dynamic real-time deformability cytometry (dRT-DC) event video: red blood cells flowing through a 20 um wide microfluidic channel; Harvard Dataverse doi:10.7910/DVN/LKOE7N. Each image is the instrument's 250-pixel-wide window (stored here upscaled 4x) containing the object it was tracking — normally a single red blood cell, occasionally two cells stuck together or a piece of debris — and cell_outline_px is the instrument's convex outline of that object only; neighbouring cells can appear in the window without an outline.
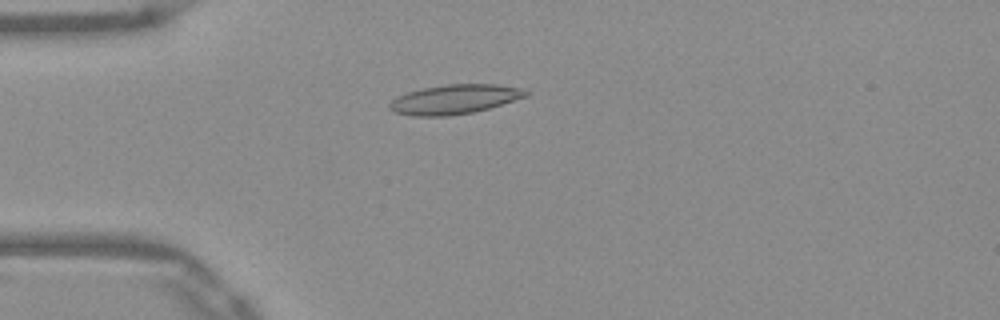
{"species": "Egyptian fruit bat (a non-hibernating species)", "species_latin": "Rousettus aegyptiacus", "temperature_condition": "warm", "stored_images_in_passage": 39, "camera_frame_rate_fps": 3000, "um_per_image_px": 0.085, "frame": {"image": 1, "passage_image": 1, "time_ms": 0.0, "image_size_px": [1000, 320], "cell_outline_px": [[532, 92], [528, 96], [488, 108], [472, 112], [448, 116], [416, 116], [396, 112], [388, 104], [392, 100], [408, 92], [424, 88], [448, 84], [496, 84], [524, 88]], "centroid_in_image_um": [38.73, 8.43], "position_along_channel_um": 46.3, "area_um2": 23.12}}
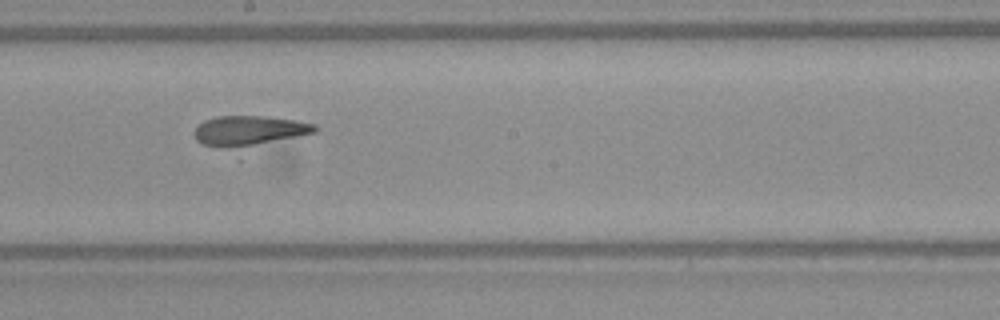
{"frame": {"image": 2, "passage_image": 16, "time_ms": 5.0, "image_size_px": [1000, 320], "cell_outline_px": [[320, 128], [316, 132], [240, 160], [200, 144], [196, 140], [196, 128], [204, 120], [216, 116], [268, 116], [296, 120], [316, 124]], "centroid_in_image_um": [21.26, 11.38], "position_along_channel_um": 226.9, "area_um2": 25.84}}
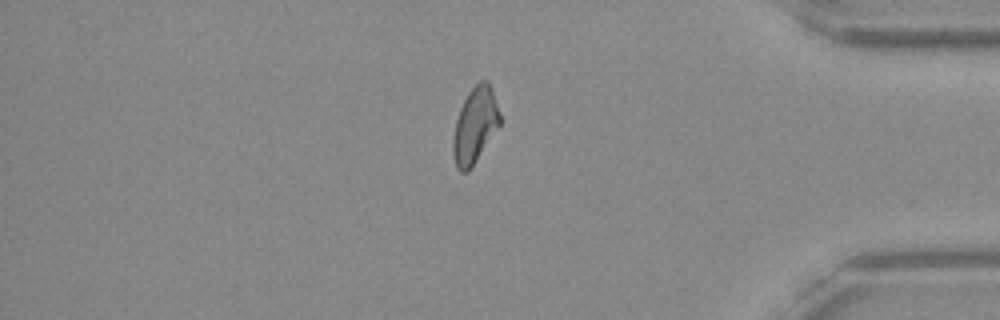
{"frame": {"image": 3, "passage_image": 31, "time_ms": 10.0, "image_size_px": [1000, 320], "cell_outline_px": [[500, 124], [472, 168], [468, 172], [460, 172], [456, 168], [452, 152], [452, 140], [456, 120], [460, 108], [468, 92], [480, 80], [488, 80], [492, 88], [500, 112]], "centroid_in_image_um": [40.36, 10.67], "position_along_channel_um": 394.8, "area_um2": 20.81}, "authors_computed_cell_mechanics": {"area_um2": 21.0392, "velocity_mm_per_s": 3.9402, "shape_relaxation_time_tau1_ms": 2.9056, "shape_relaxation_time_tau2_ms": 1.6372, "deformation_change_tau1": 0.1486, "deformation_change_tau2": 0.1019}}